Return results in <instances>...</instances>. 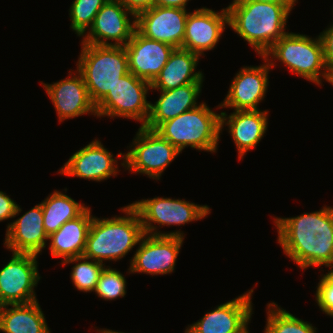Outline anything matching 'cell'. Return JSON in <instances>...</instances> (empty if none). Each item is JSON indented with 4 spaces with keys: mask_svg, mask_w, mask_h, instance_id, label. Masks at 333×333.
<instances>
[{
    "mask_svg": "<svg viewBox=\"0 0 333 333\" xmlns=\"http://www.w3.org/2000/svg\"><path fill=\"white\" fill-rule=\"evenodd\" d=\"M221 133L227 126L238 151L239 160L254 149L266 134L268 128V110L234 111L229 115L221 112Z\"/></svg>",
    "mask_w": 333,
    "mask_h": 333,
    "instance_id": "21",
    "label": "cell"
},
{
    "mask_svg": "<svg viewBox=\"0 0 333 333\" xmlns=\"http://www.w3.org/2000/svg\"><path fill=\"white\" fill-rule=\"evenodd\" d=\"M5 248L12 253L37 255L46 248L48 235L43 225L41 203L25 212L15 221L8 223L5 234Z\"/></svg>",
    "mask_w": 333,
    "mask_h": 333,
    "instance_id": "20",
    "label": "cell"
},
{
    "mask_svg": "<svg viewBox=\"0 0 333 333\" xmlns=\"http://www.w3.org/2000/svg\"><path fill=\"white\" fill-rule=\"evenodd\" d=\"M88 207L80 216L65 222L56 232L48 236L49 250L54 258L67 259L83 255L87 234L93 220Z\"/></svg>",
    "mask_w": 333,
    "mask_h": 333,
    "instance_id": "24",
    "label": "cell"
},
{
    "mask_svg": "<svg viewBox=\"0 0 333 333\" xmlns=\"http://www.w3.org/2000/svg\"><path fill=\"white\" fill-rule=\"evenodd\" d=\"M188 14L184 8L153 6L136 16V30L146 38L182 48Z\"/></svg>",
    "mask_w": 333,
    "mask_h": 333,
    "instance_id": "16",
    "label": "cell"
},
{
    "mask_svg": "<svg viewBox=\"0 0 333 333\" xmlns=\"http://www.w3.org/2000/svg\"><path fill=\"white\" fill-rule=\"evenodd\" d=\"M108 0H74L70 5L71 29L83 36L92 26L96 14Z\"/></svg>",
    "mask_w": 333,
    "mask_h": 333,
    "instance_id": "29",
    "label": "cell"
},
{
    "mask_svg": "<svg viewBox=\"0 0 333 333\" xmlns=\"http://www.w3.org/2000/svg\"><path fill=\"white\" fill-rule=\"evenodd\" d=\"M253 289L220 304L197 322L188 325L185 333H240L250 323L253 313Z\"/></svg>",
    "mask_w": 333,
    "mask_h": 333,
    "instance_id": "13",
    "label": "cell"
},
{
    "mask_svg": "<svg viewBox=\"0 0 333 333\" xmlns=\"http://www.w3.org/2000/svg\"><path fill=\"white\" fill-rule=\"evenodd\" d=\"M119 1L135 16L154 6V0H119Z\"/></svg>",
    "mask_w": 333,
    "mask_h": 333,
    "instance_id": "34",
    "label": "cell"
},
{
    "mask_svg": "<svg viewBox=\"0 0 333 333\" xmlns=\"http://www.w3.org/2000/svg\"><path fill=\"white\" fill-rule=\"evenodd\" d=\"M93 292L106 301L124 297L127 292L125 276L115 268L105 266Z\"/></svg>",
    "mask_w": 333,
    "mask_h": 333,
    "instance_id": "30",
    "label": "cell"
},
{
    "mask_svg": "<svg viewBox=\"0 0 333 333\" xmlns=\"http://www.w3.org/2000/svg\"><path fill=\"white\" fill-rule=\"evenodd\" d=\"M258 2H267V3H296L298 0H252Z\"/></svg>",
    "mask_w": 333,
    "mask_h": 333,
    "instance_id": "36",
    "label": "cell"
},
{
    "mask_svg": "<svg viewBox=\"0 0 333 333\" xmlns=\"http://www.w3.org/2000/svg\"><path fill=\"white\" fill-rule=\"evenodd\" d=\"M127 153L116 155L129 173L159 180L164 170L181 153L157 131L140 126Z\"/></svg>",
    "mask_w": 333,
    "mask_h": 333,
    "instance_id": "8",
    "label": "cell"
},
{
    "mask_svg": "<svg viewBox=\"0 0 333 333\" xmlns=\"http://www.w3.org/2000/svg\"><path fill=\"white\" fill-rule=\"evenodd\" d=\"M295 3L233 0L227 6L229 27L263 56L287 32L286 23Z\"/></svg>",
    "mask_w": 333,
    "mask_h": 333,
    "instance_id": "2",
    "label": "cell"
},
{
    "mask_svg": "<svg viewBox=\"0 0 333 333\" xmlns=\"http://www.w3.org/2000/svg\"><path fill=\"white\" fill-rule=\"evenodd\" d=\"M37 257L12 253L11 260L0 269V306L37 301L34 288L41 279Z\"/></svg>",
    "mask_w": 333,
    "mask_h": 333,
    "instance_id": "10",
    "label": "cell"
},
{
    "mask_svg": "<svg viewBox=\"0 0 333 333\" xmlns=\"http://www.w3.org/2000/svg\"><path fill=\"white\" fill-rule=\"evenodd\" d=\"M97 332L98 333H124V332H118V331H114V330L112 331L110 329H103V328L101 330L97 329Z\"/></svg>",
    "mask_w": 333,
    "mask_h": 333,
    "instance_id": "37",
    "label": "cell"
},
{
    "mask_svg": "<svg viewBox=\"0 0 333 333\" xmlns=\"http://www.w3.org/2000/svg\"><path fill=\"white\" fill-rule=\"evenodd\" d=\"M199 59V55L189 50L175 48L160 74L151 83V90L165 91L190 83H203L202 71L196 70Z\"/></svg>",
    "mask_w": 333,
    "mask_h": 333,
    "instance_id": "23",
    "label": "cell"
},
{
    "mask_svg": "<svg viewBox=\"0 0 333 333\" xmlns=\"http://www.w3.org/2000/svg\"><path fill=\"white\" fill-rule=\"evenodd\" d=\"M263 57L271 68L275 67L276 62L273 61L277 59L290 72L315 83V85L322 86L323 79L330 82L320 35L312 38L305 34L287 32L272 45Z\"/></svg>",
    "mask_w": 333,
    "mask_h": 333,
    "instance_id": "5",
    "label": "cell"
},
{
    "mask_svg": "<svg viewBox=\"0 0 333 333\" xmlns=\"http://www.w3.org/2000/svg\"><path fill=\"white\" fill-rule=\"evenodd\" d=\"M75 263L71 268L70 279L74 287L81 292H93L99 280V276L106 266L105 263L85 258L84 256L74 257L65 260L61 265Z\"/></svg>",
    "mask_w": 333,
    "mask_h": 333,
    "instance_id": "28",
    "label": "cell"
},
{
    "mask_svg": "<svg viewBox=\"0 0 333 333\" xmlns=\"http://www.w3.org/2000/svg\"><path fill=\"white\" fill-rule=\"evenodd\" d=\"M202 83H190L171 90L159 91L158 100L150 102V113L144 127L156 130L163 122L196 108L202 91Z\"/></svg>",
    "mask_w": 333,
    "mask_h": 333,
    "instance_id": "22",
    "label": "cell"
},
{
    "mask_svg": "<svg viewBox=\"0 0 333 333\" xmlns=\"http://www.w3.org/2000/svg\"><path fill=\"white\" fill-rule=\"evenodd\" d=\"M317 285L315 299L320 310L333 317V271L321 275Z\"/></svg>",
    "mask_w": 333,
    "mask_h": 333,
    "instance_id": "31",
    "label": "cell"
},
{
    "mask_svg": "<svg viewBox=\"0 0 333 333\" xmlns=\"http://www.w3.org/2000/svg\"><path fill=\"white\" fill-rule=\"evenodd\" d=\"M226 26H229L227 7L220 12L206 7L195 9L188 14L182 48L204 56L205 51L215 48Z\"/></svg>",
    "mask_w": 333,
    "mask_h": 333,
    "instance_id": "15",
    "label": "cell"
},
{
    "mask_svg": "<svg viewBox=\"0 0 333 333\" xmlns=\"http://www.w3.org/2000/svg\"><path fill=\"white\" fill-rule=\"evenodd\" d=\"M329 83L333 86V75L330 77V82Z\"/></svg>",
    "mask_w": 333,
    "mask_h": 333,
    "instance_id": "39",
    "label": "cell"
},
{
    "mask_svg": "<svg viewBox=\"0 0 333 333\" xmlns=\"http://www.w3.org/2000/svg\"><path fill=\"white\" fill-rule=\"evenodd\" d=\"M135 30L136 16L119 0H108L96 14L92 26L82 36L81 43L125 46Z\"/></svg>",
    "mask_w": 333,
    "mask_h": 333,
    "instance_id": "11",
    "label": "cell"
},
{
    "mask_svg": "<svg viewBox=\"0 0 333 333\" xmlns=\"http://www.w3.org/2000/svg\"><path fill=\"white\" fill-rule=\"evenodd\" d=\"M267 319L264 333H316V328L275 302L267 304Z\"/></svg>",
    "mask_w": 333,
    "mask_h": 333,
    "instance_id": "27",
    "label": "cell"
},
{
    "mask_svg": "<svg viewBox=\"0 0 333 333\" xmlns=\"http://www.w3.org/2000/svg\"><path fill=\"white\" fill-rule=\"evenodd\" d=\"M151 83L136 77L131 72L119 78V81L95 105L97 118L123 117L141 122L144 126L150 113V102L147 101Z\"/></svg>",
    "mask_w": 333,
    "mask_h": 333,
    "instance_id": "9",
    "label": "cell"
},
{
    "mask_svg": "<svg viewBox=\"0 0 333 333\" xmlns=\"http://www.w3.org/2000/svg\"><path fill=\"white\" fill-rule=\"evenodd\" d=\"M107 150L101 141L95 138L92 142L70 156L68 161L58 170L59 174L74 176L92 181H104L116 176L118 159Z\"/></svg>",
    "mask_w": 333,
    "mask_h": 333,
    "instance_id": "18",
    "label": "cell"
},
{
    "mask_svg": "<svg viewBox=\"0 0 333 333\" xmlns=\"http://www.w3.org/2000/svg\"><path fill=\"white\" fill-rule=\"evenodd\" d=\"M174 49L169 44L146 38L135 30L125 45L129 72L152 83L166 65Z\"/></svg>",
    "mask_w": 333,
    "mask_h": 333,
    "instance_id": "19",
    "label": "cell"
},
{
    "mask_svg": "<svg viewBox=\"0 0 333 333\" xmlns=\"http://www.w3.org/2000/svg\"><path fill=\"white\" fill-rule=\"evenodd\" d=\"M0 331L3 333H51L38 300L28 304L0 306Z\"/></svg>",
    "mask_w": 333,
    "mask_h": 333,
    "instance_id": "25",
    "label": "cell"
},
{
    "mask_svg": "<svg viewBox=\"0 0 333 333\" xmlns=\"http://www.w3.org/2000/svg\"><path fill=\"white\" fill-rule=\"evenodd\" d=\"M120 211L125 215L102 219L93 216L82 256L101 263L117 261L139 244L144 235L139 213L131 204Z\"/></svg>",
    "mask_w": 333,
    "mask_h": 333,
    "instance_id": "3",
    "label": "cell"
},
{
    "mask_svg": "<svg viewBox=\"0 0 333 333\" xmlns=\"http://www.w3.org/2000/svg\"><path fill=\"white\" fill-rule=\"evenodd\" d=\"M249 327L247 326L243 331H241L240 333H250V331H249V329H248Z\"/></svg>",
    "mask_w": 333,
    "mask_h": 333,
    "instance_id": "38",
    "label": "cell"
},
{
    "mask_svg": "<svg viewBox=\"0 0 333 333\" xmlns=\"http://www.w3.org/2000/svg\"><path fill=\"white\" fill-rule=\"evenodd\" d=\"M189 0H154V6L186 9Z\"/></svg>",
    "mask_w": 333,
    "mask_h": 333,
    "instance_id": "35",
    "label": "cell"
},
{
    "mask_svg": "<svg viewBox=\"0 0 333 333\" xmlns=\"http://www.w3.org/2000/svg\"><path fill=\"white\" fill-rule=\"evenodd\" d=\"M277 241L294 263L304 270L325 267L333 271V207L295 217H274Z\"/></svg>",
    "mask_w": 333,
    "mask_h": 333,
    "instance_id": "1",
    "label": "cell"
},
{
    "mask_svg": "<svg viewBox=\"0 0 333 333\" xmlns=\"http://www.w3.org/2000/svg\"><path fill=\"white\" fill-rule=\"evenodd\" d=\"M41 206L43 225L48 236L56 232L65 222L80 216L89 207L58 190L49 194L41 202Z\"/></svg>",
    "mask_w": 333,
    "mask_h": 333,
    "instance_id": "26",
    "label": "cell"
},
{
    "mask_svg": "<svg viewBox=\"0 0 333 333\" xmlns=\"http://www.w3.org/2000/svg\"><path fill=\"white\" fill-rule=\"evenodd\" d=\"M155 131L181 153L189 146L216 153L221 135V114L202 102L196 108L163 122Z\"/></svg>",
    "mask_w": 333,
    "mask_h": 333,
    "instance_id": "4",
    "label": "cell"
},
{
    "mask_svg": "<svg viewBox=\"0 0 333 333\" xmlns=\"http://www.w3.org/2000/svg\"><path fill=\"white\" fill-rule=\"evenodd\" d=\"M20 206L5 192L0 191V222L15 218L21 213Z\"/></svg>",
    "mask_w": 333,
    "mask_h": 333,
    "instance_id": "33",
    "label": "cell"
},
{
    "mask_svg": "<svg viewBox=\"0 0 333 333\" xmlns=\"http://www.w3.org/2000/svg\"><path fill=\"white\" fill-rule=\"evenodd\" d=\"M69 76L53 84H46L41 81L54 108L59 122L66 119L76 118L84 114L97 116L96 106L91 101L82 74L69 72Z\"/></svg>",
    "mask_w": 333,
    "mask_h": 333,
    "instance_id": "17",
    "label": "cell"
},
{
    "mask_svg": "<svg viewBox=\"0 0 333 333\" xmlns=\"http://www.w3.org/2000/svg\"><path fill=\"white\" fill-rule=\"evenodd\" d=\"M76 65L95 105L113 89L119 78L129 73L125 46L81 43Z\"/></svg>",
    "mask_w": 333,
    "mask_h": 333,
    "instance_id": "6",
    "label": "cell"
},
{
    "mask_svg": "<svg viewBox=\"0 0 333 333\" xmlns=\"http://www.w3.org/2000/svg\"><path fill=\"white\" fill-rule=\"evenodd\" d=\"M319 35L323 43L326 68L331 77L333 75V23Z\"/></svg>",
    "mask_w": 333,
    "mask_h": 333,
    "instance_id": "32",
    "label": "cell"
},
{
    "mask_svg": "<svg viewBox=\"0 0 333 333\" xmlns=\"http://www.w3.org/2000/svg\"><path fill=\"white\" fill-rule=\"evenodd\" d=\"M259 66H243L236 73L229 87L228 93L217 109L233 108V111L260 110L259 103L264 100L268 85L269 71L268 61Z\"/></svg>",
    "mask_w": 333,
    "mask_h": 333,
    "instance_id": "14",
    "label": "cell"
},
{
    "mask_svg": "<svg viewBox=\"0 0 333 333\" xmlns=\"http://www.w3.org/2000/svg\"><path fill=\"white\" fill-rule=\"evenodd\" d=\"M183 240L180 236L144 234L130 259L128 273H146L154 276L174 272Z\"/></svg>",
    "mask_w": 333,
    "mask_h": 333,
    "instance_id": "12",
    "label": "cell"
},
{
    "mask_svg": "<svg viewBox=\"0 0 333 333\" xmlns=\"http://www.w3.org/2000/svg\"><path fill=\"white\" fill-rule=\"evenodd\" d=\"M131 205L139 213L144 234L156 236H180L184 238L185 234L180 230L162 233V231H158V228L166 225L183 226L193 221L202 220L211 213L208 205H199L185 199L167 197L142 199L131 203Z\"/></svg>",
    "mask_w": 333,
    "mask_h": 333,
    "instance_id": "7",
    "label": "cell"
}]
</instances>
